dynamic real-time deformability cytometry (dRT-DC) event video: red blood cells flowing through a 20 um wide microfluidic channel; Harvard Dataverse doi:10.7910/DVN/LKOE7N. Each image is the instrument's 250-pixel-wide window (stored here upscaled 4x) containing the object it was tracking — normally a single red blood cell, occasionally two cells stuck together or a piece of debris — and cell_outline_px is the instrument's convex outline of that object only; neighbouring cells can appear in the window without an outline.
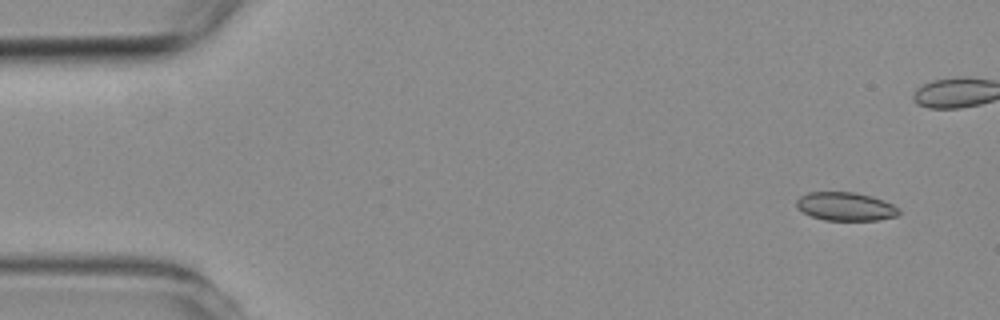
{"species": "common noctule bat (a hibernating species)", "species_latin": "Nyctalus noctula", "temperature_condition": "room temperature", "stored_images_in_passage": 5, "camera_frame_rate_fps": 3000, "um_per_image_px": 0.085, "animal": {"sex": "female", "body_mass_g": 19.3, "forearm_length_mm": 54.1}, "frame": {"image": 1, "passage_image": 1, "time_ms": 0.0, "image_size_px": [1000, 320], "cell_outline_px": [[900, 212], [896, 216], [880, 220], [824, 220], [812, 216], [804, 212], [796, 204], [796, 200], [800, 196], [808, 192], [856, 192], [872, 196], [884, 200], [900, 208]], "centroid_in_image_um": [71.91, 17.54], "position_along_channel_um": 13.1, "area_um2": 16.99}}